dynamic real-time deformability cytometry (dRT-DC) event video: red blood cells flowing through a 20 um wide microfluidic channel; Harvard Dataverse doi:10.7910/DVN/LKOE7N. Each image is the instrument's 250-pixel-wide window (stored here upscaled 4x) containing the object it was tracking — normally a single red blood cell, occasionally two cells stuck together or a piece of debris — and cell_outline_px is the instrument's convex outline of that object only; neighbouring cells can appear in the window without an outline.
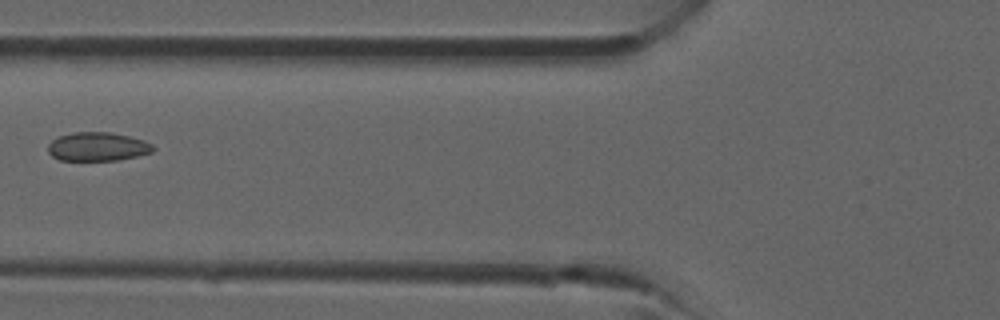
{"species": "common noctule bat (a hibernating species)", "species_latin": "Nyctalus noctula", "temperature_condition": "room temperature", "stored_images_in_passage": 40, "camera_frame_rate_fps": 3000, "um_per_image_px": 0.085, "animal": {"sex": "male", "forearm_length_mm": 52.5}, "frame": {"image": 1, "passage_image": 16, "time_ms": 5.0, "image_size_px": [1000, 320], "cell_outline_px": [[156, 148], [152, 152], [136, 156], [116, 160], [60, 160], [52, 156], [48, 152], [48, 144], [52, 140], [60, 136], [72, 132], [112, 132], [144, 140], [152, 144]], "centroid_in_image_um": [8.3, 12.46], "position_along_channel_um": 117.5, "area_um2": 17.57}}
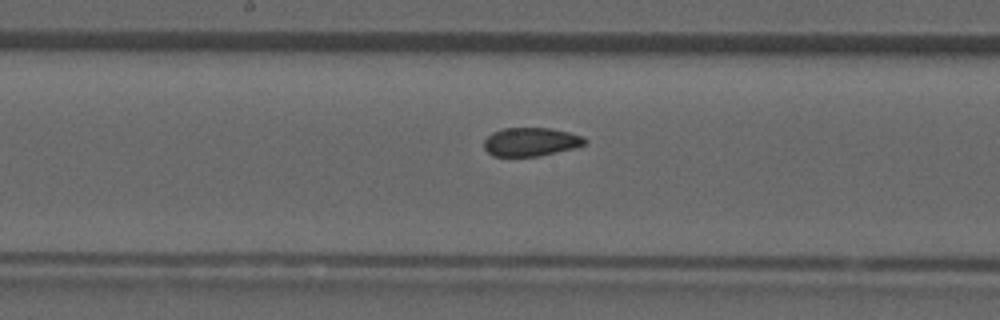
{"frame": {"image": 2, "passage_image": 21, "time_ms": 6.667, "image_size_px": [1000, 320], "cell_outline_px": [[588, 140], [584, 144], [576, 148], [540, 156], [492, 156], [484, 148], [484, 140], [492, 132], [504, 128], [552, 128], [584, 136]], "centroid_in_image_um": [45.14, 12.06], "position_along_channel_um": 203.1, "area_um2": 16.94}}
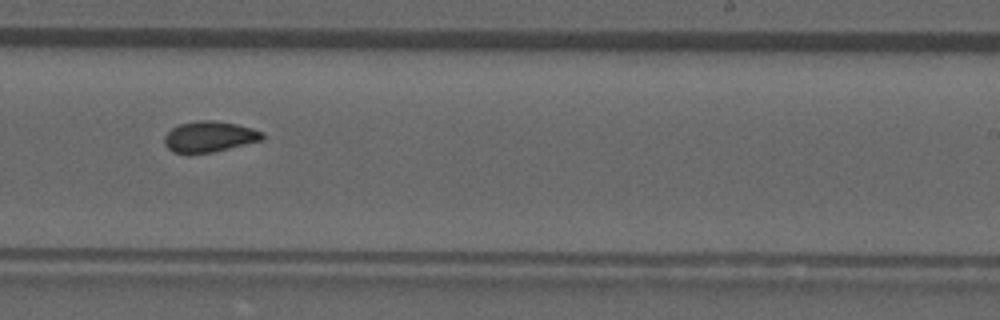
{"frame": {"image": 3, "passage_image": 25, "time_ms": 8.0, "image_size_px": [1000, 320], "cell_outline_px": [[264, 140], [212, 152], [188, 156], [172, 152], [164, 144], [164, 136], [172, 128], [180, 124], [196, 120], [216, 120], [236, 124], [252, 128], [264, 132]], "centroid_in_image_um": [17.77, 11.64], "position_along_channel_um": 271.2, "area_um2": 18.09}}